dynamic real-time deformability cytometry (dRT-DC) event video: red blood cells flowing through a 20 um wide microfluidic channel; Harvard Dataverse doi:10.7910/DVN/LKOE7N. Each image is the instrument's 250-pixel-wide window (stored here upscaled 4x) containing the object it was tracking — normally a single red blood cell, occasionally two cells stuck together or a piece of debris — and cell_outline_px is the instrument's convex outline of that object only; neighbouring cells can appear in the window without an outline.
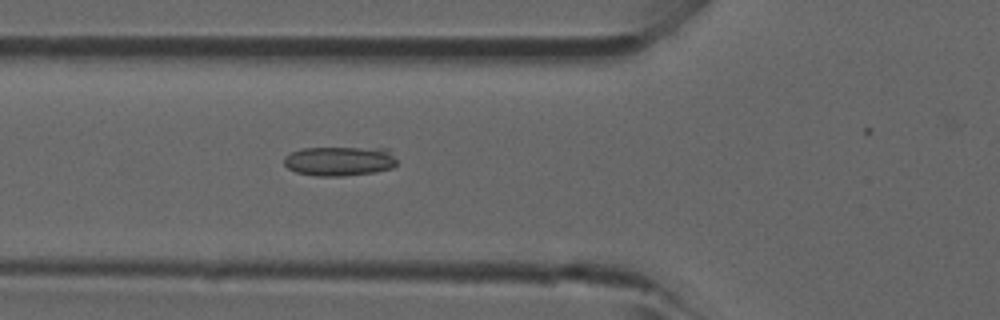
{"species": "common noctule bat (a hibernating species)", "species_latin": "Nyctalus noctula", "temperature_condition": "room temperature", "stored_images_in_passage": 42, "camera_frame_rate_fps": 3000, "um_per_image_px": 0.085, "animal": {"sex": "male", "forearm_length_mm": 52.5}, "frame": {"image": 1, "passage_image": 18, "time_ms": 5.667, "image_size_px": [1000, 320], "cell_outline_px": [[396, 164], [392, 168], [376, 172], [344, 176], [316, 176], [296, 172], [288, 168], [284, 164], [284, 156], [292, 152], [304, 148], [388, 148], [396, 160]], "centroid_in_image_um": [28.87, 13.7], "position_along_channel_um": 96.9, "area_um2": 19.42}}
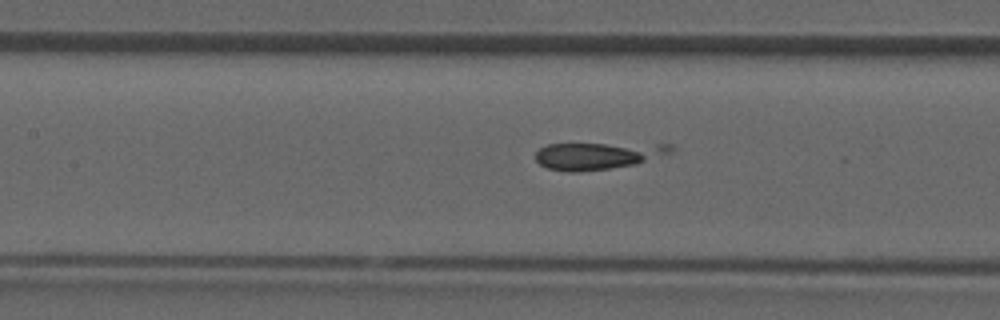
{"frame": {"image": 2, "passage_image": 22, "time_ms": 7.0, "image_size_px": [1000, 320], "cell_outline_px": [[672, 152], [636, 164], [608, 168], [576, 172], [568, 172], [548, 168], [540, 164], [536, 160], [536, 152], [540, 148], [548, 144], [672, 144]], "centroid_in_image_um": [50.78, 13.23], "position_along_channel_um": 156.6, "area_um2": 20.98}}